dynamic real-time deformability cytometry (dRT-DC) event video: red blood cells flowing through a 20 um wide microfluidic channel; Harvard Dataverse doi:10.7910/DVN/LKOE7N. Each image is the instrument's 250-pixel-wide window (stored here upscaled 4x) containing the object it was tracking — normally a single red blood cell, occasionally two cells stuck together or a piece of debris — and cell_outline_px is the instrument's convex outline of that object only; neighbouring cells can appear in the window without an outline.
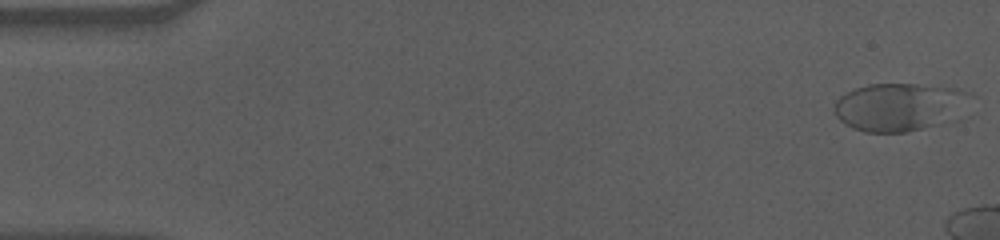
{"species": "human", "species_latin": "Homo sapiens", "temperature_condition": "cold", "stored_images_in_passage": 12, "camera_frame_rate_fps": 3000, "um_per_image_px": 0.085, "donor": {"sex": "male"}, "frame": {"image": 1, "passage_image": 1, "time_ms": 0.0, "image_size_px": [1000, 240], "cell_outline_px": [[972, 96], [968, 116], [964, 120], [908, 132], [864, 132], [852, 128], [844, 124], [836, 116], [836, 100], [840, 96], [856, 88], [868, 84], [916, 84], [960, 88], [972, 92]], "centroid_in_image_um": [76.68, 9.11], "position_along_channel_um": 8.3, "area_um2": 39.71}}